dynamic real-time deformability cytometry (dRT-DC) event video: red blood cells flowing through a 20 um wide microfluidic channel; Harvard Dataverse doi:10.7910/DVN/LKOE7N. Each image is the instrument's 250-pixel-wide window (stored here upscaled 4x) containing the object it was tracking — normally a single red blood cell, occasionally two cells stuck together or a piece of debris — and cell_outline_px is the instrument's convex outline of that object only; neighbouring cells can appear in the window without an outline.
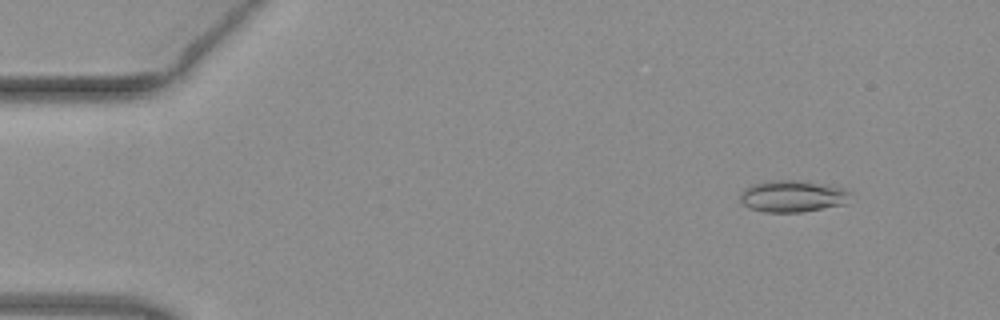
{"species": "common noctule bat (a hibernating species)", "species_latin": "Nyctalus noctula", "temperature_condition": "warm", "stored_images_in_passage": 52, "camera_frame_rate_fps": 3000, "um_per_image_px": 0.085, "animal": {"sex": "female", "body_mass_g": 19.3, "forearm_length_mm": 54.1}, "frame": {"image": 1, "passage_image": 6, "time_ms": 1.667, "image_size_px": [1000, 320], "cell_outline_px": [[852, 192], [844, 204], [800, 212], [764, 212], [752, 208], [744, 204], [740, 200], [740, 192], [744, 188], [752, 184], [768, 180], [808, 180], [832, 184], [844, 188]], "centroid_in_image_um": [67.39, 16.64], "position_along_channel_um": 17.6, "area_um2": 20.69}}
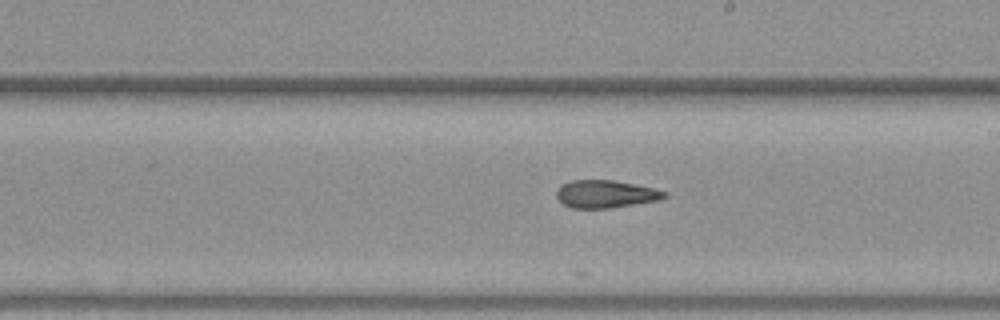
{"frame": {"image": 2, "passage_image": 30, "time_ms": 9.667, "image_size_px": [1000, 320], "cell_outline_px": [[668, 196], [656, 200], [608, 208], [572, 208], [564, 204], [556, 196], [556, 192], [564, 184], [572, 180], [612, 180], [652, 188], [668, 192]], "centroid_in_image_um": [51.47, 16.49], "position_along_channel_um": 237.5, "area_um2": 16.94}}
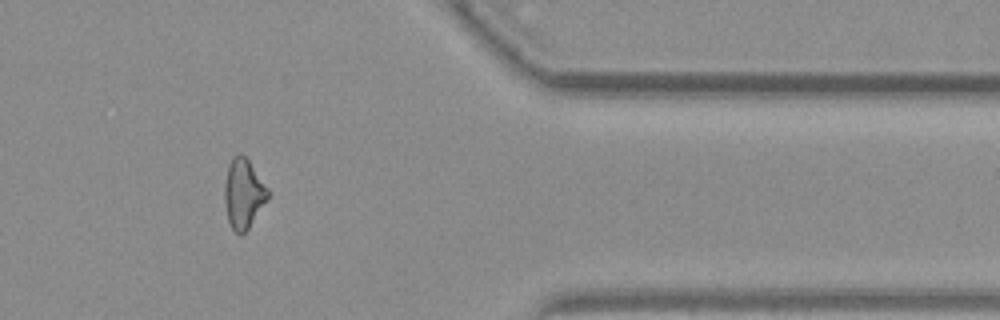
{"frame": {"image": 3, "passage_image": 43, "time_ms": 14.0, "image_size_px": [1000, 320], "cell_outline_px": [[272, 192], [268, 200], [248, 228], [240, 236], [232, 228], [228, 220], [224, 204], [224, 184], [228, 164], [232, 156], [240, 152], [248, 160]], "centroid_in_image_um": [20.7, 16.44], "position_along_channel_um": 390.7, "area_um2": 17.92}, "authors_computed_cell_mechanics": {"area_um2": 18.2937, "velocity_mm_per_s": 4.0405, "shape_relaxation_time_tau1_ms": 6.9566, "shape_relaxation_time_tau2_ms": 2.3066, "deformation_change_tau1": 0.1975, "deformation_change_tau2": 0.1116}}